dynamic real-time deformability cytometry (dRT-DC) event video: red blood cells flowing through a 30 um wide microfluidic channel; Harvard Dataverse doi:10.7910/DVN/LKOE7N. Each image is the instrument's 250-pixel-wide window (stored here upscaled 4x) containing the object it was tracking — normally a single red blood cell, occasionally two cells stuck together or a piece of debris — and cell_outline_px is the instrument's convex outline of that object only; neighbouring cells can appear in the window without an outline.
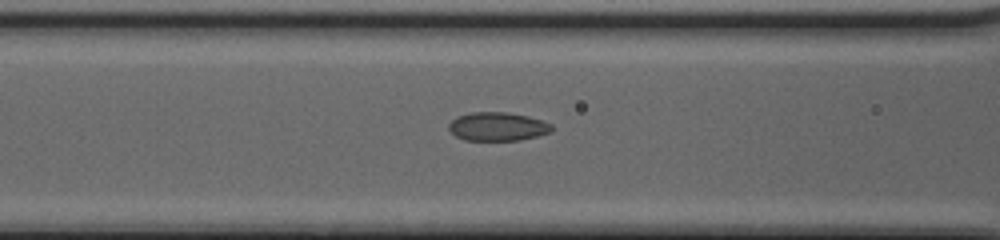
{"species": "common noctule bat (a hibernating species)", "species_latin": "Nyctalus noctula", "temperature_condition": "cold", "stored_images_in_passage": 18, "camera_frame_rate_fps": 3000, "um_per_image_px": 0.085, "animal": {"sex": "female", "body_mass_g": 20.0, "forearm_length_mm": 54.0}, "frame": {"image": 1, "passage_image": 16, "time_ms": 5.0, "image_size_px": [1000, 240], "cell_outline_px": [[552, 132], [520, 140], [464, 140], [456, 136], [448, 128], [448, 124], [456, 116], [472, 112], [508, 112], [528, 116], [552, 124]], "centroid_in_image_um": [42.28, 10.75], "position_along_channel_um": 124.3, "area_um2": 17.17}}